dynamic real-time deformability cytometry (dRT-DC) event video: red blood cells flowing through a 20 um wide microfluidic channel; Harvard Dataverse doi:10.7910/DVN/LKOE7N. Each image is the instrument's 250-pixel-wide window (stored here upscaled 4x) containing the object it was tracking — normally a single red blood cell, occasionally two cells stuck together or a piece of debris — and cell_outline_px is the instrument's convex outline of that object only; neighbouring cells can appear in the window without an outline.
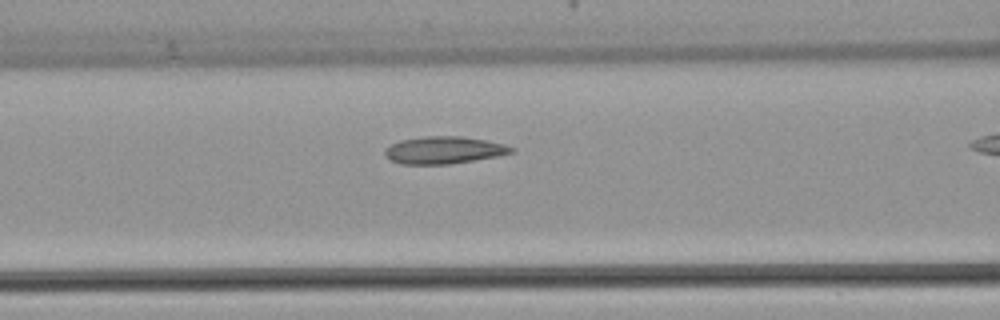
{"species": "common noctule bat (a hibernating species)", "species_latin": "Nyctalus noctula", "temperature_condition": "warm", "stored_images_in_passage": 31, "camera_frame_rate_fps": 3000, "um_per_image_px": 0.085, "animal": {"sex": "female", "body_mass_g": 22.7, "forearm_length_mm": 54.2}, "frame": {"image": 1, "passage_image": 14, "time_ms": 4.333, "image_size_px": [1000, 320], "cell_outline_px": [[516, 152], [496, 156], [448, 164], [400, 164], [388, 160], [384, 156], [384, 148], [400, 140], [424, 136], [460, 136], [484, 140], [504, 144], [516, 148]], "centroid_in_image_um": [37.69, 12.76], "position_along_channel_um": 128.9, "area_um2": 20.17}}
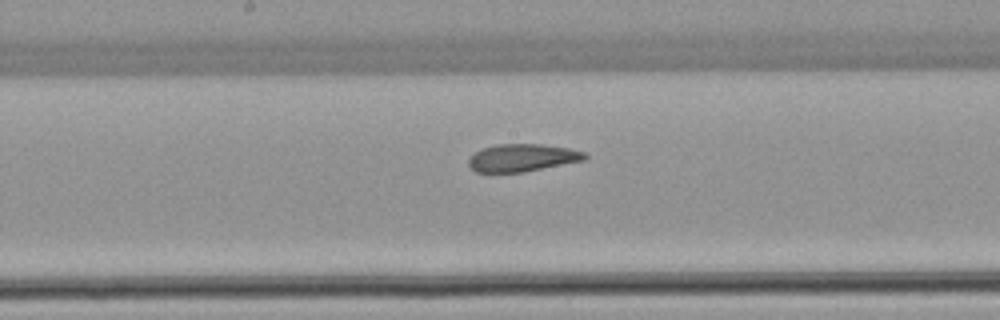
{"frame": {"image": 2, "passage_image": 19, "time_ms": 6.0, "image_size_px": [1000, 320], "cell_outline_px": [[588, 156], [584, 160], [524, 172], [476, 172], [468, 164], [468, 160], [476, 152], [484, 148], [496, 144], [540, 144], [568, 148], [584, 152]], "centroid_in_image_um": [44.4, 13.41], "position_along_channel_um": 203.8, "area_um2": 18.44}}
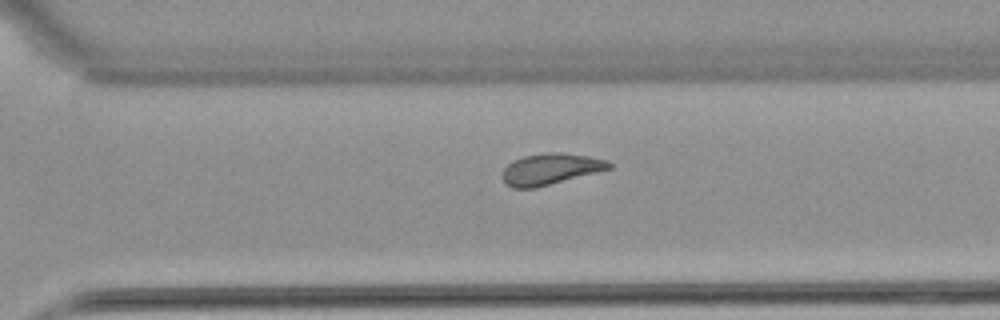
{"frame": {"image": 3, "passage_image": 27, "time_ms": 8.667, "image_size_px": [1000, 320], "cell_outline_px": [[612, 168], [536, 188], [512, 188], [504, 184], [504, 168], [512, 160], [524, 156], [544, 152], [560, 152], [588, 156], [608, 160], [612, 164]], "centroid_in_image_um": [46.79, 14.36], "position_along_channel_um": 323.8, "area_um2": 19.42}}